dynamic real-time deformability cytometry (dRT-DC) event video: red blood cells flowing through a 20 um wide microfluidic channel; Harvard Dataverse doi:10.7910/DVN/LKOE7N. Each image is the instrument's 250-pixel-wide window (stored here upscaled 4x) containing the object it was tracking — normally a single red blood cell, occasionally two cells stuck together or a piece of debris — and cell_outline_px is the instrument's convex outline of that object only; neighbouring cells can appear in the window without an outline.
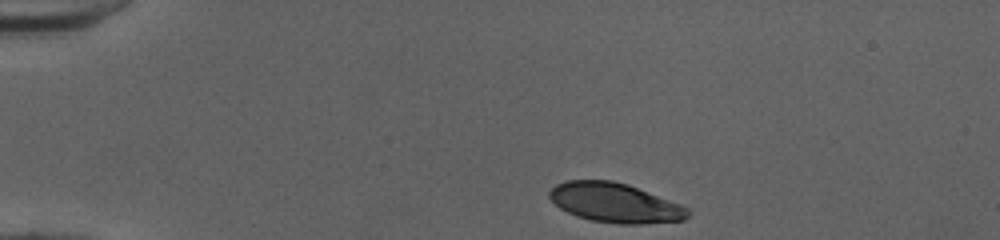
{"species": "human", "species_latin": "Homo sapiens", "temperature_condition": "cold", "stored_images_in_passage": 35, "camera_frame_rate_fps": 3000, "um_per_image_px": 0.085, "donor": {"sex": "female"}, "frame": {"image": 1, "passage_image": 1, "time_ms": 0.0, "image_size_px": [1000, 240], "cell_outline_px": [[692, 212], [684, 220], [640, 224], [620, 224], [588, 220], [576, 216], [560, 208], [548, 196], [548, 192], [556, 184], [564, 180], [612, 180], [628, 184], [680, 204], [688, 208]], "centroid_in_image_um": [52.27, 17.24], "position_along_channel_um": 32.7, "area_um2": 31.96}}
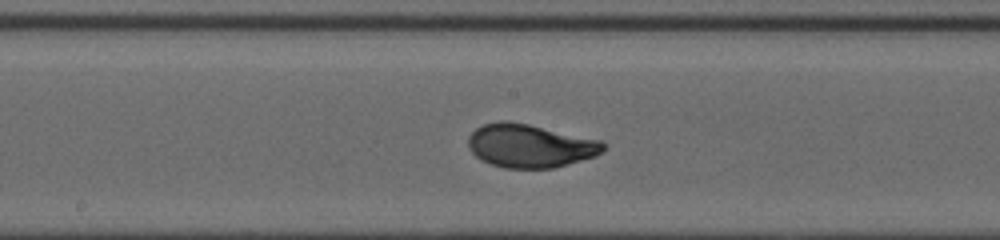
{"frame": {"image": 2, "passage_image": 19, "time_ms": 6.0, "image_size_px": [1000, 240], "cell_outline_px": [[604, 148], [596, 156], [568, 164], [552, 168], [504, 168], [480, 160], [468, 148], [468, 136], [476, 128], [484, 124], [500, 120], [508, 120], [528, 124], [604, 140]], "centroid_in_image_um": [45.04, 12.38], "position_along_channel_um": 203.2, "area_um2": 34.33}}
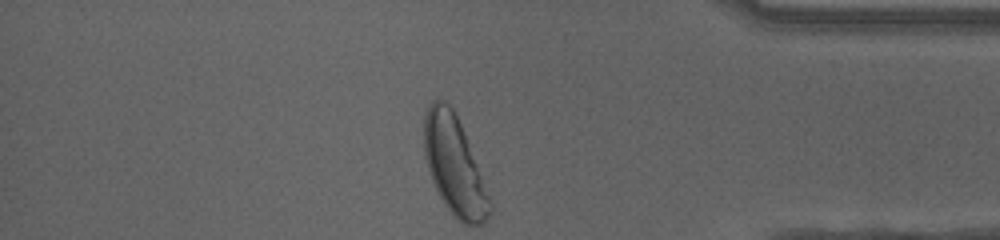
{"frame": {"image": 3, "passage_image": 35, "time_ms": 11.333, "image_size_px": [1000, 240], "cell_outline_px": [[492, 212], [484, 224], [464, 224], [456, 220], [444, 204], [428, 172], [424, 156], [424, 116], [428, 104], [432, 100], [444, 100], [452, 108], [464, 132], [492, 200]], "centroid_in_image_um": [38.62, 14.11], "position_along_channel_um": 396.6, "area_um2": 37.86}, "authors_computed_cell_mechanics": {"area_um2": 33.6974, "velocity_mm_per_s": 4.0112, "shape_relaxation_time_tau1_ms": 2.9126, "shape_relaxation_time_tau2_ms": null, "deformation_change_tau1": 0.1879, "deformation_change_tau2": null}}